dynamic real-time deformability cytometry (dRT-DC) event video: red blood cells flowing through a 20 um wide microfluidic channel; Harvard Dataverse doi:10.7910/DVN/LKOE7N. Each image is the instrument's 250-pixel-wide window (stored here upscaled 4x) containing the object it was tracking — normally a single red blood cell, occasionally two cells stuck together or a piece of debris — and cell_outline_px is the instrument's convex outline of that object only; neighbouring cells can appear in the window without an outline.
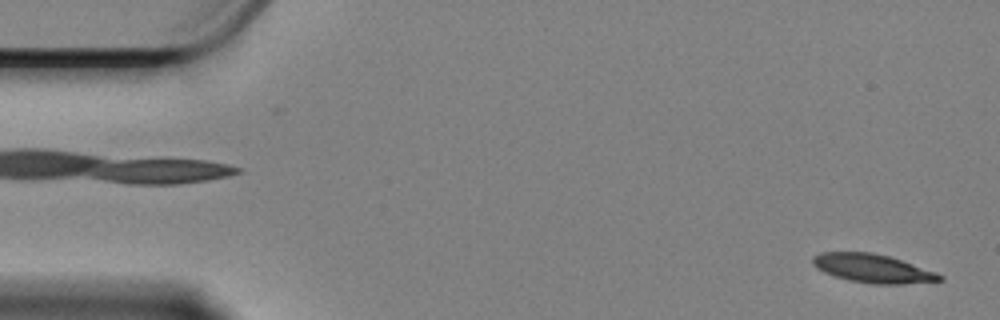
{"species": "Egyptian fruit bat (a non-hibernating species)", "species_latin": "Rousettus aegyptiacus", "temperature_condition": "cold", "stored_images_in_passage": 59, "camera_frame_rate_fps": 3000, "um_per_image_px": 0.085, "animal": {"sex": "female"}, "frame": {"image": 1, "passage_image": 1, "time_ms": 0.0, "image_size_px": [1000, 320], "cell_outline_px": [[944, 280], [900, 284], [872, 284], [848, 280], [824, 272], [816, 268], [812, 264], [812, 256], [820, 252], [872, 252], [888, 256], [936, 272], [944, 276]], "centroid_in_image_um": [74.15, 22.81], "position_along_channel_um": 10.9, "area_um2": 21.04}}
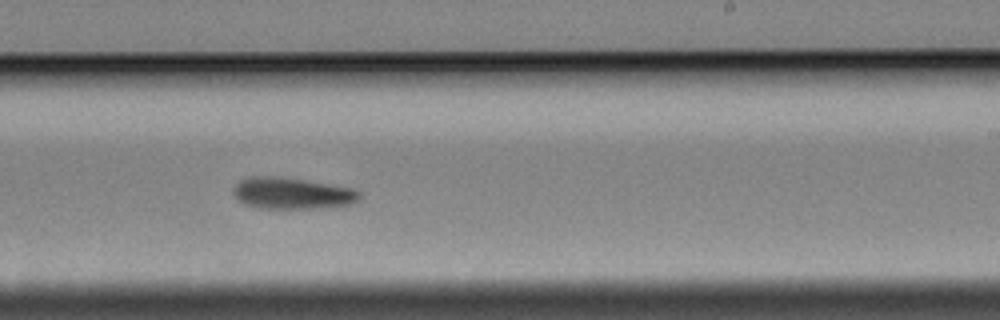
{"frame": {"image": 2, "passage_image": 34, "time_ms": 11.0, "image_size_px": [1000, 320], "cell_outline_px": [[360, 200], [352, 204], [316, 208], [256, 208], [244, 204], [232, 192], [232, 188], [240, 180], [248, 176], [280, 176], [352, 188], [360, 192]], "centroid_in_image_um": [24.8, 16.42], "position_along_channel_um": 264.2, "area_um2": 23.18}}
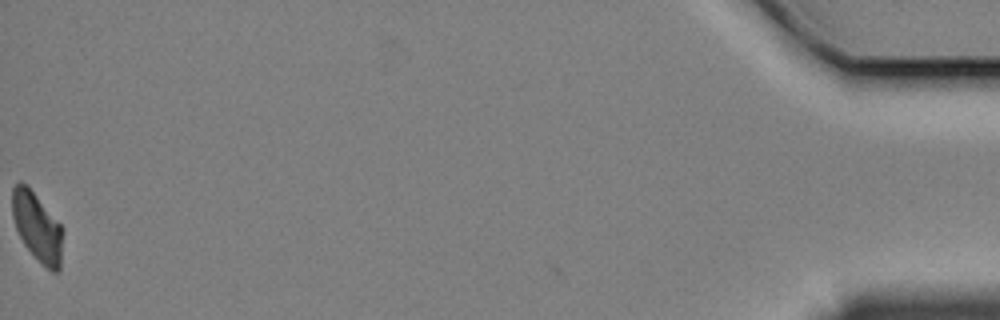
{"frame": {"image": 3, "passage_image": 58, "time_ms": 19.0, "image_size_px": [1000, 320], "cell_outline_px": [[64, 228], [60, 268], [56, 272], [52, 272], [24, 244], [16, 228], [12, 216], [12, 188], [20, 180], [36, 196]], "centroid_in_image_um": [3.18, 19.28], "position_along_channel_um": 432.0, "area_um2": 19.83}, "authors_computed_cell_mechanics": {"area_um2": 22.4842, "velocity_mm_per_s": 3.3439, "shape_relaxation_time_tau1_ms": 4.6854, "shape_relaxation_time_tau2_ms": 4.7699, "deformation_change_tau1": 0.1142, "deformation_change_tau2": 0.1026}}